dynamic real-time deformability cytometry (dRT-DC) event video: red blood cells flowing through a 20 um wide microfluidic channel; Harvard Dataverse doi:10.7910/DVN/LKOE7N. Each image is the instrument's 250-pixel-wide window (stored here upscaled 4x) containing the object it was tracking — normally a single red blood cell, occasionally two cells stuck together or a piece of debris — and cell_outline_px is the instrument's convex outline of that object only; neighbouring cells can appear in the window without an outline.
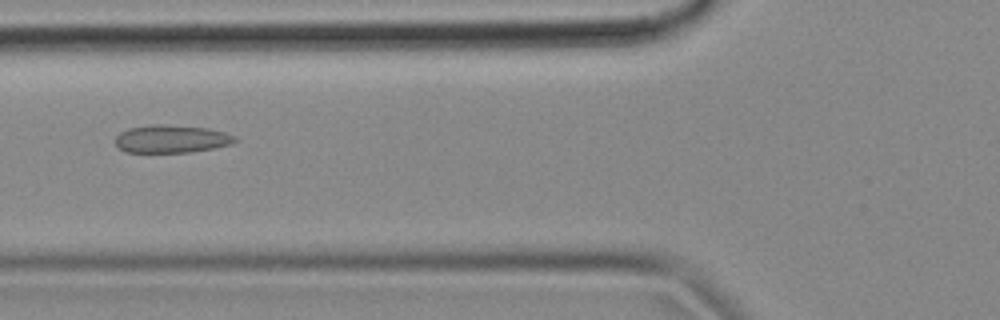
{"species": "common noctule bat (a hibernating species)", "species_latin": "Nyctalus noctula", "temperature_condition": "cold", "stored_images_in_passage": 44, "camera_frame_rate_fps": 3000, "um_per_image_px": 0.085, "animal": {"sex": "female", "body_mass_g": 18.4}, "frame": {"image": 1, "passage_image": 10, "time_ms": 3.0, "image_size_px": [1000, 320], "cell_outline_px": [[236, 140], [232, 144], [212, 148], [188, 152], [124, 152], [116, 144], [116, 136], [120, 132], [128, 128], [152, 124], [164, 124], [208, 128], [224, 132], [236, 136]], "centroid_in_image_um": [14.56, 11.8], "position_along_channel_um": 111.2, "area_um2": 19.36}}
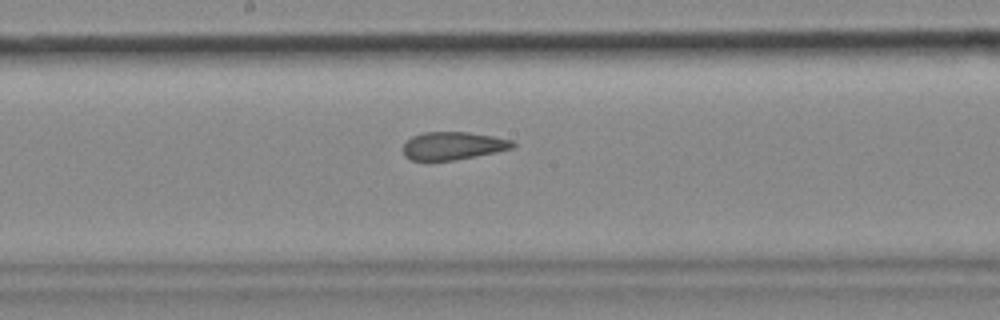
{"frame": {"image": 2, "passage_image": 18, "time_ms": 5.667, "image_size_px": [1000, 320], "cell_outline_px": [[516, 144], [512, 148], [496, 152], [452, 160], [412, 160], [404, 156], [404, 144], [412, 136], [424, 132], [468, 132], [492, 136], [512, 140]], "centroid_in_image_um": [38.5, 12.38], "position_along_channel_um": 209.7, "area_um2": 17.57}}
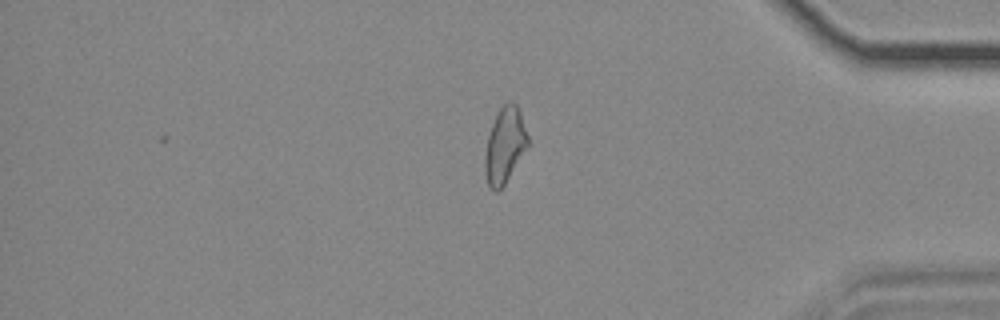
{"frame": {"image": 3, "passage_image": 35, "time_ms": 11.333, "image_size_px": [1000, 320], "cell_outline_px": [[528, 144], [504, 184], [496, 192], [488, 184], [484, 172], [484, 156], [488, 136], [492, 124], [500, 108], [508, 100], [512, 100], [516, 104], [520, 112], [528, 136]], "centroid_in_image_um": [42.88, 12.32], "position_along_channel_um": 392.3, "area_um2": 18.5}, "authors_computed_cell_mechanics": {"area_um2": 19.2185, "velocity_mm_per_s": 3.695, "shape_relaxation_time_tau1_ms": null, "shape_relaxation_time_tau2_ms": 2.787, "deformation_change_tau1": null, "deformation_change_tau2": 0.0903}}